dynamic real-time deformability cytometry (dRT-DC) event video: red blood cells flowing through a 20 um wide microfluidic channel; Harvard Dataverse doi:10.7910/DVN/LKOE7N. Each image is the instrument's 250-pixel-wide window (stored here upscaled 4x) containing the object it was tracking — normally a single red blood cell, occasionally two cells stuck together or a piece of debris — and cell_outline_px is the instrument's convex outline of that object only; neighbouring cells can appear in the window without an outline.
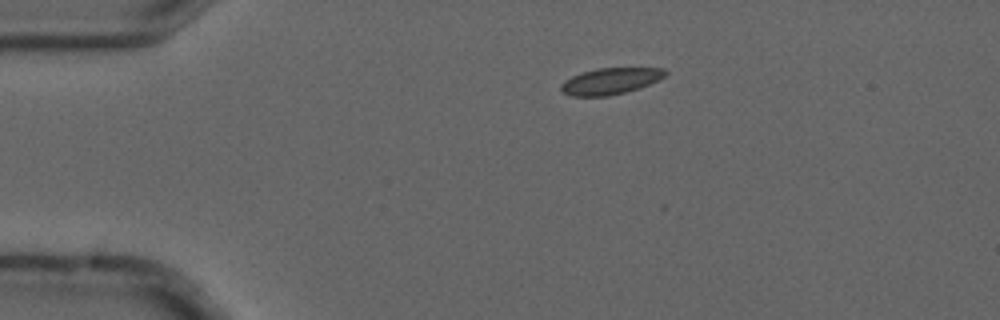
{"species": "common noctule bat (a hibernating species)", "species_latin": "Nyctalus noctula", "temperature_condition": "cold", "stored_images_in_passage": 9, "camera_frame_rate_fps": 3000, "um_per_image_px": 0.085, "animal": {"sex": "male", "forearm_length_mm": 52.5}, "frame": {"image": 1, "passage_image": 2, "time_ms": 0.333, "image_size_px": [1000, 320], "cell_outline_px": [[668, 72], [660, 80], [640, 88], [608, 96], [572, 96], [564, 92], [560, 88], [560, 84], [564, 80], [572, 76], [596, 68], [664, 68]], "centroid_in_image_um": [51.9, 6.89], "position_along_channel_um": 33.1, "area_um2": 16.01}}
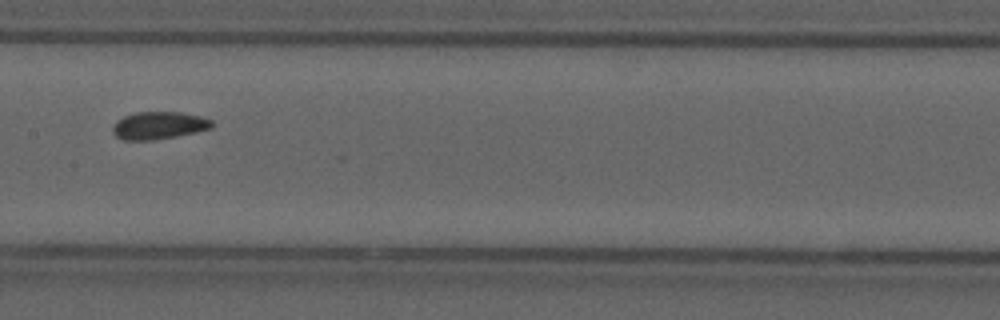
{"frame": {"image": 2, "passage_image": 7, "time_ms": 2.0, "image_size_px": [1000, 320], "cell_outline_px": [[212, 128], [196, 132], [176, 136], [152, 140], [124, 140], [116, 136], [112, 132], [112, 128], [116, 120], [124, 116], [136, 112], [180, 112], [200, 116], [212, 120]], "centroid_in_image_um": [13.48, 10.66], "position_along_channel_um": 193.9, "area_um2": 15.9}}
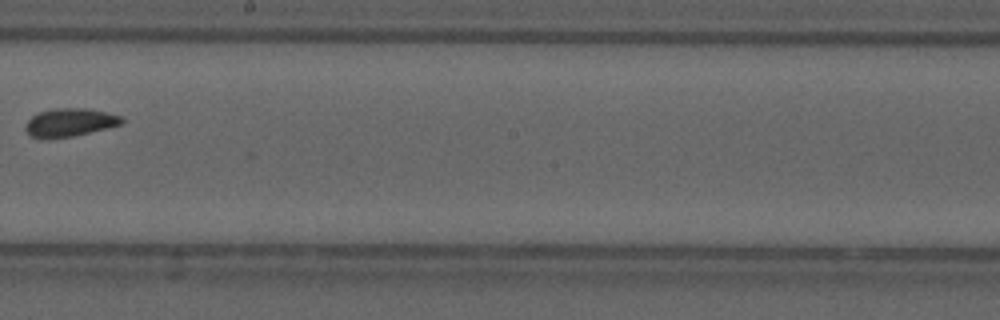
{"frame": {"image": 3, "passage_image": 8, "time_ms": 2.333, "image_size_px": [1000, 320], "cell_outline_px": [[124, 124], [108, 128], [72, 136], [48, 140], [32, 136], [24, 128], [24, 124], [32, 116], [40, 112], [56, 108], [84, 108], [108, 112], [120, 116], [124, 120]], "centroid_in_image_um": [5.94, 10.42], "position_along_channel_um": 242.3, "area_um2": 15.95}}